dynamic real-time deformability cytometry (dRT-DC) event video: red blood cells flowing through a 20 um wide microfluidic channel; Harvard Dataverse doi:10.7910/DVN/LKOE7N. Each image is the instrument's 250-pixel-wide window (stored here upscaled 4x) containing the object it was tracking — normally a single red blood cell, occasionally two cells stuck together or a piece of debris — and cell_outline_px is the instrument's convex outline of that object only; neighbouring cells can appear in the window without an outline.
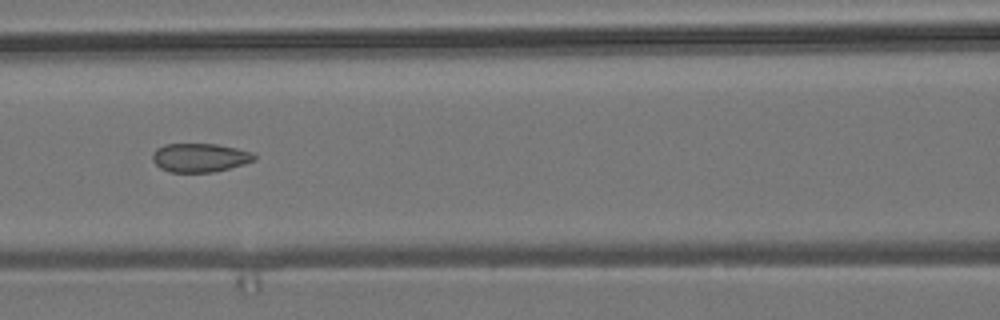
{"species": "common noctule bat (a hibernating species)", "species_latin": "Nyctalus noctula", "temperature_condition": "room temperature", "stored_images_in_passage": 7, "camera_frame_rate_fps": 3000, "um_per_image_px": 0.085, "animal": {"sex": "male", "body_mass_g": 19.2, "forearm_length_mm": 51.8}, "frame": {"image": 1, "passage_image": 7, "time_ms": 2.0, "image_size_px": [1000, 320], "cell_outline_px": [[256, 160], [244, 164], [212, 172], [168, 172], [160, 168], [152, 160], [152, 152], [156, 148], [164, 144], [216, 144], [236, 148], [252, 152], [256, 156]], "centroid_in_image_um": [16.96, 13.4], "position_along_channel_um": 149.6, "area_um2": 17.11}}